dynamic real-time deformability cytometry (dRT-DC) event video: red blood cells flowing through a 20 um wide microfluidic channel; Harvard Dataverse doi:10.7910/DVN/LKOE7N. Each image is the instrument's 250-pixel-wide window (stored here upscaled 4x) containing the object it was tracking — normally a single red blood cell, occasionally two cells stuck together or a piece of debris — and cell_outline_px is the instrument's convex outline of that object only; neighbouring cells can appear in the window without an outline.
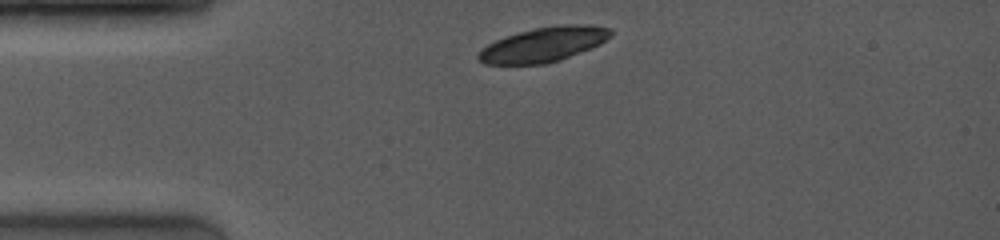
{"species": "common noctule bat (a hibernating species)", "species_latin": "Nyctalus noctula", "temperature_condition": "room temperature", "stored_images_in_passage": 1, "camera_frame_rate_fps": 4000, "um_per_image_px": 0.085, "animal": {"sex": "female", "body_mass_g": 19.0, "forearm_length_mm": 53.3}, "frame": {"image": 1, "passage_image": 1, "time_ms": 0.0, "image_size_px": [1000, 240], "cell_outline_px": [[612, 36], [600, 44], [560, 60], [544, 64], [484, 64], [476, 56], [488, 44], [504, 36], [536, 28], [564, 24], [592, 24], [612, 28]], "centroid_in_image_um": [46.25, 3.77], "position_along_channel_um": 38.7, "area_um2": 26.65}}